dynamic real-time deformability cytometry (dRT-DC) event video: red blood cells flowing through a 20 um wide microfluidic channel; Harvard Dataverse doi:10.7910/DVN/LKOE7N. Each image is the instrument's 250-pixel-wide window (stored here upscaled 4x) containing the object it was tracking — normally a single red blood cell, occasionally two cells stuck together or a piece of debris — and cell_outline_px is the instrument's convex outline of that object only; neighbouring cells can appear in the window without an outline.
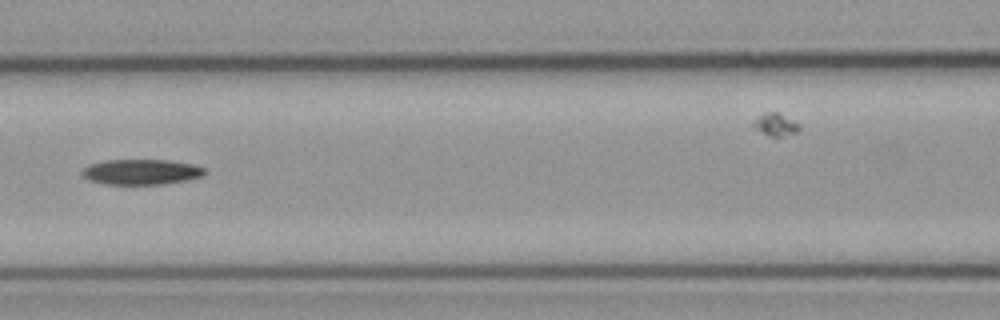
{"species": "common noctule bat (a hibernating species)", "species_latin": "Nyctalus noctula", "temperature_condition": "cold", "stored_images_in_passage": 8, "camera_frame_rate_fps": 3000, "um_per_image_px": 0.085, "animal": {"sex": "male", "body_mass_g": 23.1, "forearm_length_mm": 52.7}, "frame": {"image": 1, "passage_image": 6, "time_ms": 1.667, "image_size_px": [1000, 320], "cell_outline_px": [[204, 172], [200, 176], [184, 180], [160, 184], [104, 184], [88, 180], [80, 172], [88, 164], [104, 160], [168, 160], [192, 164], [204, 168]], "centroid_in_image_um": [11.92, 14.6], "position_along_channel_um": 154.7, "area_um2": 17.92}}